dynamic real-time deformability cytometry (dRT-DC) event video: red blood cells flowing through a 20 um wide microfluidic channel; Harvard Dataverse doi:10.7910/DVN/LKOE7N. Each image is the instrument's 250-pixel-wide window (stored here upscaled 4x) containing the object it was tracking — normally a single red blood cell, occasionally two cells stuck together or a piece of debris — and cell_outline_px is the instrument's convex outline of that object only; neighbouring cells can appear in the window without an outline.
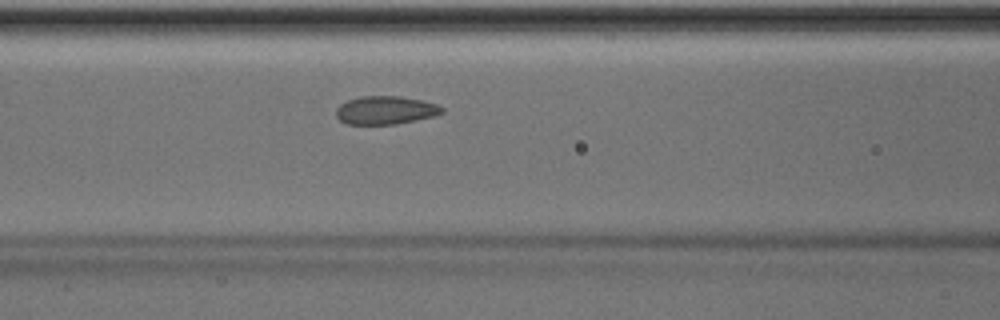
{"species": "Egyptian fruit bat (a non-hibernating species)", "species_latin": "Rousettus aegyptiacus", "temperature_condition": "room temperature", "stored_images_in_passage": 41, "camera_frame_rate_fps": 3000, "um_per_image_px": 0.085, "animal": {"sex": "male"}, "frame": {"image": 1, "passage_image": 12, "time_ms": 3.667, "image_size_px": [1000, 320], "cell_outline_px": [[444, 112], [432, 116], [396, 124], [348, 124], [340, 120], [336, 116], [336, 108], [340, 104], [348, 100], [360, 96], [400, 96], [424, 100], [436, 104], [444, 108]], "centroid_in_image_um": [32.76, 9.35], "position_along_channel_um": 133.8, "area_um2": 17.4}}
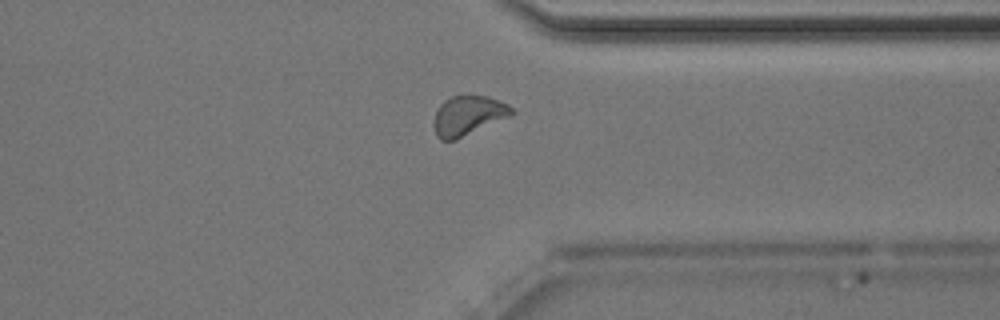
{"frame": {"image": 2, "passage_image": 30, "time_ms": 9.667, "image_size_px": [1000, 320], "cell_outline_px": [[516, 112], [512, 116], [456, 140], [440, 140], [436, 136], [436, 112], [440, 104], [444, 100], [452, 96], [488, 96], [508, 104]], "centroid_in_image_um": [39.85, 9.83], "position_along_channel_um": 371.5, "area_um2": 17.86}, "authors_computed_cell_mechanics": {"area_um2": 17.8602, "velocity_mm_per_s": 3.9947, "shape_relaxation_time_tau1_ms": 3.7477, "shape_relaxation_time_tau2_ms": 1.6581, "deformation_change_tau1": 0.0611, "deformation_change_tau2": 0.0469}}